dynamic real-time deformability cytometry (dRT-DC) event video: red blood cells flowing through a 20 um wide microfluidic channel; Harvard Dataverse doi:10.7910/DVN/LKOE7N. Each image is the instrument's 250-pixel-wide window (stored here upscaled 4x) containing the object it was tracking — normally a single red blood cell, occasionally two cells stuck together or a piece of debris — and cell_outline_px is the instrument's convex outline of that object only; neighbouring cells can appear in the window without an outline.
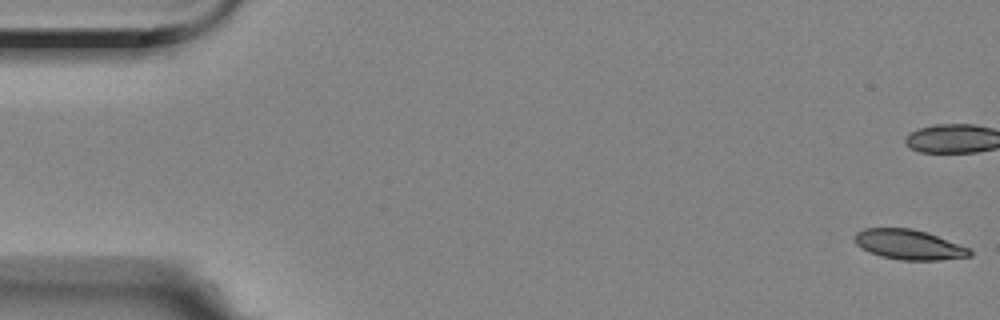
{"species": "Egyptian fruit bat (a non-hibernating species)", "species_latin": "Rousettus aegyptiacus", "temperature_condition": "room temperature", "stored_images_in_passage": 17, "camera_frame_rate_fps": 3000, "um_per_image_px": 0.085, "animal": {"sex": "female"}, "frame": {"image": 1, "passage_image": 1, "time_ms": 0.0, "image_size_px": [1000, 320], "cell_outline_px": [[972, 256], [940, 260], [900, 260], [884, 256], [872, 252], [856, 244], [856, 232], [864, 228], [912, 228], [936, 236], [968, 248], [972, 252]], "centroid_in_image_um": [77.27, 20.79], "position_along_channel_um": 7.7, "area_um2": 19.54}}